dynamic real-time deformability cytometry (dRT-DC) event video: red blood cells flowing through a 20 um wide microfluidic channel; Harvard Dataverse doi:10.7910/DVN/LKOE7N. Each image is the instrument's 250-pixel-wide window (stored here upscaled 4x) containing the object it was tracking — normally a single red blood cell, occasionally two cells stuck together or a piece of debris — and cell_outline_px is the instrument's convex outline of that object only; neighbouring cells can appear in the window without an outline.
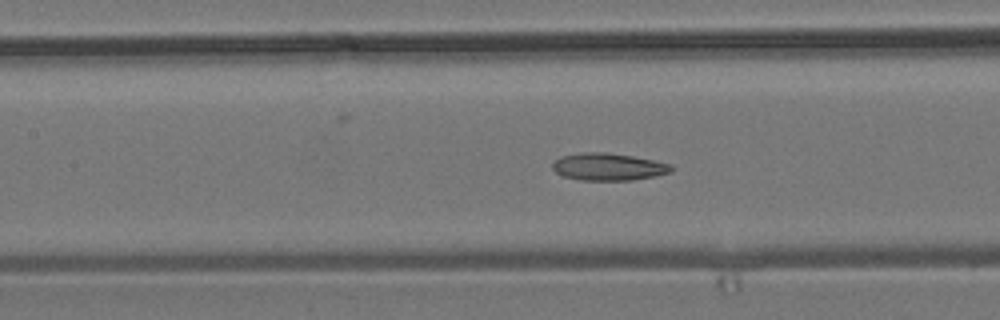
{"species": "common noctule bat (a hibernating species)", "species_latin": "Nyctalus noctula", "temperature_condition": "room temperature", "stored_images_in_passage": 28, "camera_frame_rate_fps": 3000, "um_per_image_px": 0.085, "animal": {"sex": "male", "body_mass_g": 19.2, "forearm_length_mm": 51.8}, "frame": {"image": 1, "passage_image": 9, "time_ms": 2.667, "image_size_px": [1000, 320], "cell_outline_px": [[672, 172], [656, 176], [632, 180], [580, 180], [564, 176], [556, 172], [552, 168], [552, 164], [560, 156], [580, 152], [608, 152], [632, 156], [672, 164]], "centroid_in_image_um": [51.71, 14.17], "position_along_channel_um": 155.7, "area_um2": 18.96}}
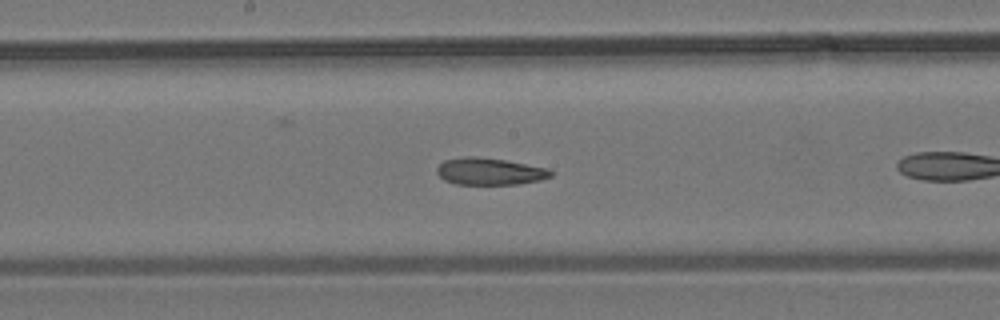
{"frame": {"image": 2, "passage_image": 13, "time_ms": 4.0, "image_size_px": [1000, 320], "cell_outline_px": [[552, 176], [540, 180], [516, 184], [456, 184], [444, 180], [436, 172], [436, 168], [444, 160], [464, 156], [476, 156], [504, 160], [548, 168], [552, 172]], "centroid_in_image_um": [41.59, 14.56], "position_along_channel_um": 206.6, "area_um2": 17.86}}
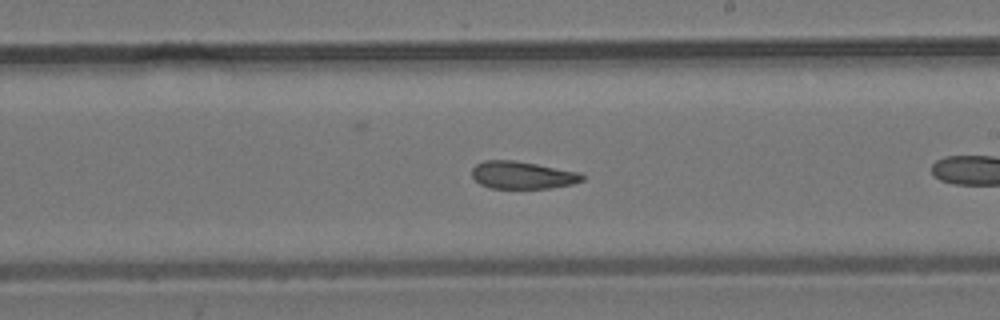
{"frame": {"image": 3, "passage_image": 16, "time_ms": 5.0, "image_size_px": [1000, 320], "cell_outline_px": [[584, 180], [572, 184], [548, 188], [492, 188], [480, 184], [472, 176], [472, 168], [476, 164], [484, 160], [512, 160], [536, 164], [580, 172], [584, 176]], "centroid_in_image_um": [44.4, 14.88], "position_along_channel_um": 244.6, "area_um2": 17.57}}